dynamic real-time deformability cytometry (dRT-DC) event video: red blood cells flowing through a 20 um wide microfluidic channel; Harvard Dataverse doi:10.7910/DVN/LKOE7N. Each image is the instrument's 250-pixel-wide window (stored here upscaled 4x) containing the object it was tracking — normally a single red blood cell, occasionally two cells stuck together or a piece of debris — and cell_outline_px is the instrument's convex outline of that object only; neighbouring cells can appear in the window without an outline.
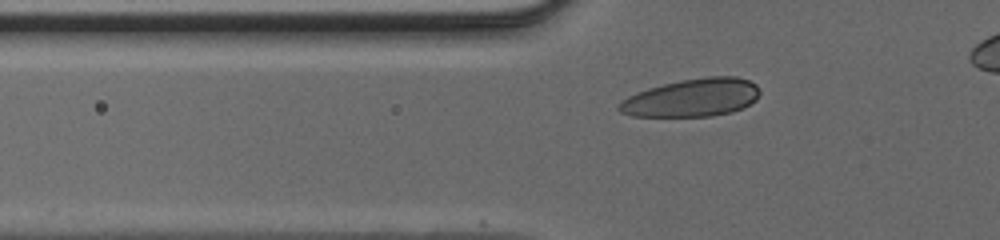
{"species": "human", "species_latin": "Homo sapiens", "temperature_condition": "cold", "stored_images_in_passage": 41, "camera_frame_rate_fps": 3000, "um_per_image_px": 0.085, "donor": {"sex": "male"}, "frame": {"image": 1, "passage_image": 14, "time_ms": 4.333, "image_size_px": [1000, 240], "cell_outline_px": [[760, 92], [756, 100], [744, 108], [732, 112], [712, 116], [632, 116], [620, 112], [616, 108], [620, 100], [636, 92], [648, 88], [680, 80], [708, 76], [736, 76], [748, 80], [756, 84]], "centroid_in_image_um": [58.82, 8.3], "position_along_channel_um": 67.0, "area_um2": 31.39}}
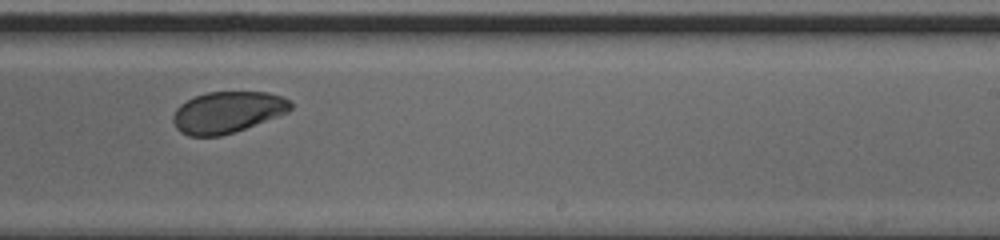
{"frame": {"image": 2, "passage_image": 28, "time_ms": 9.0, "image_size_px": [1000, 240], "cell_outline_px": [[292, 108], [288, 112], [244, 128], [220, 136], [188, 136], [180, 132], [176, 128], [172, 120], [172, 116], [176, 108], [180, 104], [196, 96], [208, 92], [268, 92], [280, 96], [288, 100], [292, 104]], "centroid_in_image_um": [19.29, 9.53], "position_along_channel_um": 269.7, "area_um2": 28.09}}
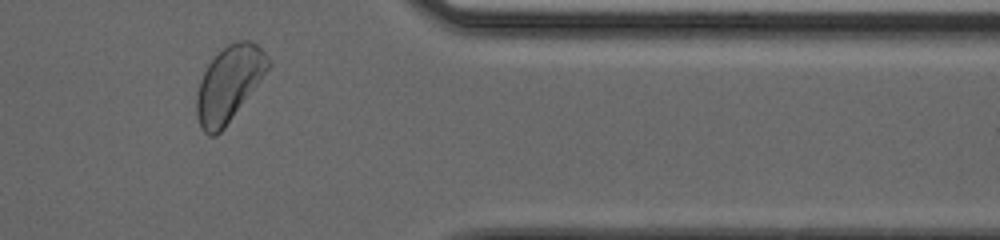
{"frame": {"image": 3, "passage_image": 37, "time_ms": 12.0, "image_size_px": [1000, 240], "cell_outline_px": [[272, 64], [224, 128], [216, 136], [208, 136], [200, 128], [196, 116], [196, 96], [200, 80], [208, 64], [228, 44], [236, 40], [248, 40], [256, 44], [272, 60]], "centroid_in_image_um": [19.45, 7.13], "position_along_channel_um": 391.9, "area_um2": 31.1}}